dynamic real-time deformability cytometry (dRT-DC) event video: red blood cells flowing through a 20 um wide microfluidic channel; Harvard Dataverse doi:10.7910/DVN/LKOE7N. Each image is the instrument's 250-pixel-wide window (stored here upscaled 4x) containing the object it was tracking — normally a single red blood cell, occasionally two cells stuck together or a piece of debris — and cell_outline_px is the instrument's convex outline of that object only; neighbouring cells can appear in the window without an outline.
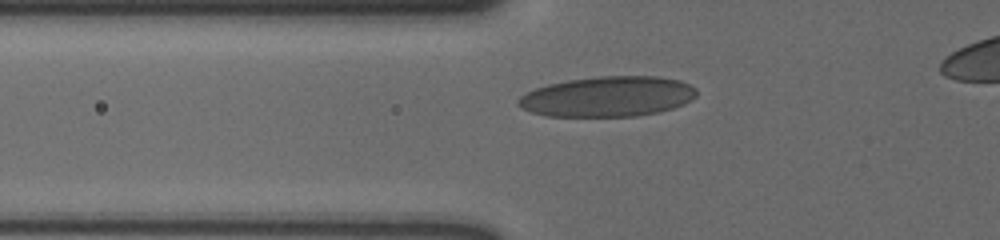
{"species": "human", "species_latin": "Homo sapiens", "temperature_condition": "cold", "stored_images_in_passage": 11, "camera_frame_rate_fps": 3000, "um_per_image_px": 0.085, "donor": {"sex": "male"}, "frame": {"image": 1, "passage_image": 7, "time_ms": 2.0, "image_size_px": [1000, 240], "cell_outline_px": [[696, 96], [692, 100], [684, 104], [660, 112], [636, 116], [544, 116], [520, 108], [516, 104], [516, 100], [520, 96], [536, 88], [548, 84], [568, 80], [600, 76], [656, 76], [680, 80], [696, 88]], "centroid_in_image_um": [51.65, 8.21], "position_along_channel_um": 74.1, "area_um2": 42.02}}
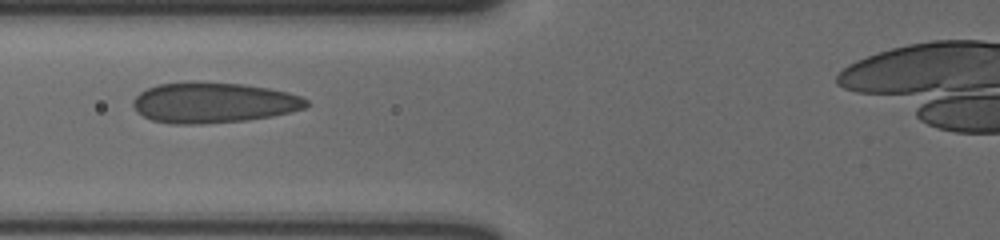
{"frame": {"image": 2, "passage_image": 10, "time_ms": 3.0, "image_size_px": [1000, 240], "cell_outline_px": [[308, 104], [304, 108], [272, 116], [248, 120], [200, 124], [172, 124], [152, 120], [136, 112], [132, 104], [132, 100], [140, 92], [148, 88], [160, 84], [192, 80], [196, 80], [244, 84], [268, 88], [288, 92], [300, 96], [308, 100]], "centroid_in_image_um": [18.11, 8.71], "position_along_channel_um": 107.7, "area_um2": 41.33}}